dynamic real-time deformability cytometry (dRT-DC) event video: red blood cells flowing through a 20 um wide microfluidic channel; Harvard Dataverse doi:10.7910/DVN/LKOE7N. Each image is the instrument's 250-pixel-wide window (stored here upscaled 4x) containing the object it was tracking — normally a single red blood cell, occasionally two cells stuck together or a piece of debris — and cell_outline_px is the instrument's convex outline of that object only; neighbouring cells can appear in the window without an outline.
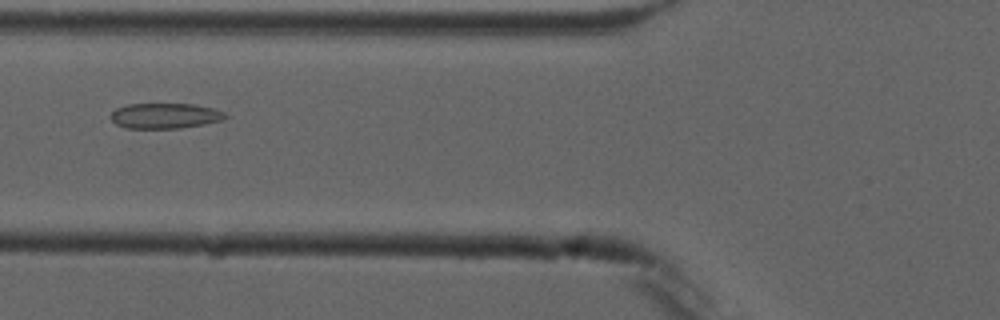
{"species": "common noctule bat (a hibernating species)", "species_latin": "Nyctalus noctula", "temperature_condition": "cold", "stored_images_in_passage": 8, "camera_frame_rate_fps": 3000, "um_per_image_px": 0.085, "animal": {"sex": "male", "forearm_length_mm": 52.5}, "frame": {"image": 1, "passage_image": 6, "time_ms": 6.0, "image_size_px": [1000, 320], "cell_outline_px": [[228, 116], [224, 120], [204, 124], [180, 128], [124, 128], [116, 124], [108, 116], [116, 108], [124, 104], [196, 104], [212, 108], [224, 112]], "centroid_in_image_um": [14.0, 9.84], "position_along_channel_um": 111.8, "area_um2": 17.11}}
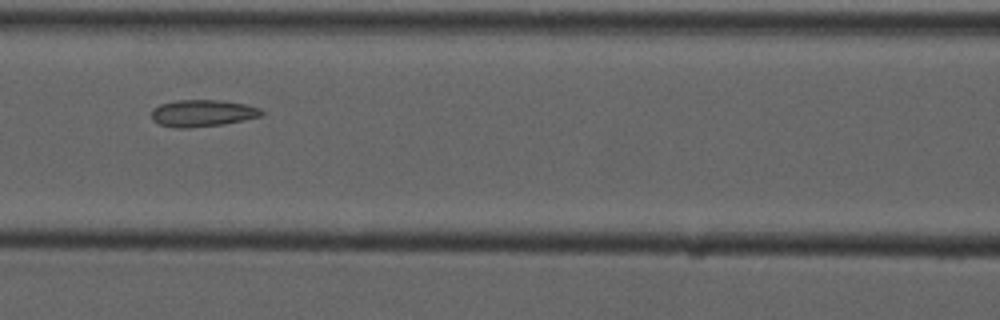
{"frame": {"image": 2, "passage_image": 7, "time_ms": 7.0, "image_size_px": [1000, 320], "cell_outline_px": [[264, 116], [224, 124], [188, 128], [176, 128], [160, 124], [152, 120], [152, 108], [160, 104], [176, 100], [220, 100], [244, 104], [260, 108], [264, 112]], "centroid_in_image_um": [17.22, 9.62], "position_along_channel_um": 149.4, "area_um2": 17.34}}
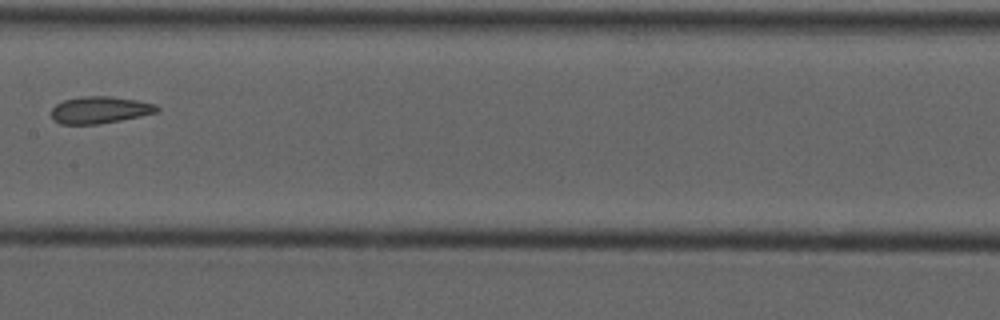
{"frame": {"image": 3, "passage_image": 8, "time_ms": 8.333, "image_size_px": [1000, 320], "cell_outline_px": [[160, 112], [120, 120], [96, 124], [60, 124], [52, 120], [52, 108], [56, 104], [64, 100], [84, 96], [112, 96], [136, 100], [156, 104], [160, 108]], "centroid_in_image_um": [8.5, 9.34], "position_along_channel_um": 198.9, "area_um2": 16.65}}